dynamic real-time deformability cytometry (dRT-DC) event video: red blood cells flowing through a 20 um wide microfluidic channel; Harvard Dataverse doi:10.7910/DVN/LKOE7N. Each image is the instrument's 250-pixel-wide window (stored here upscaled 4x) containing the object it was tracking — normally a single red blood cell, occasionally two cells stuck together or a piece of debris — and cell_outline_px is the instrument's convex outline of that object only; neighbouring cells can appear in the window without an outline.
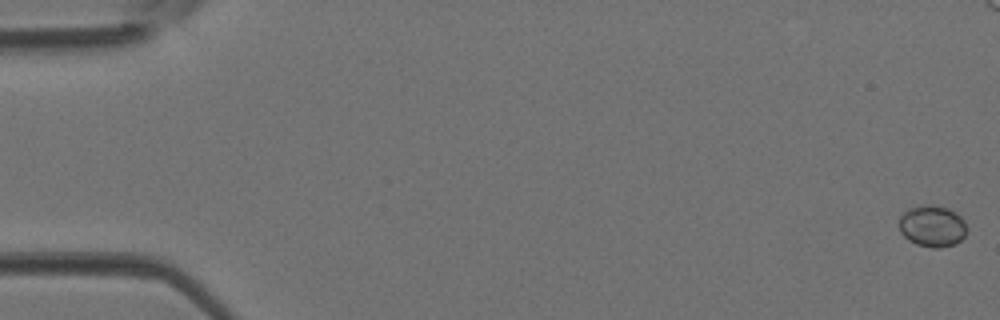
{"species": "Egyptian fruit bat (a non-hibernating species)", "species_latin": "Rousettus aegyptiacus", "temperature_condition": "room temperature", "stored_images_in_passage": 40, "camera_frame_rate_fps": 3000, "um_per_image_px": 0.085, "animal": {"sex": "female"}, "frame": {"image": 1, "passage_image": 1, "time_ms": 0.0, "image_size_px": [1000, 320], "cell_outline_px": [[968, 232], [956, 244], [940, 248], [932, 248], [916, 244], [908, 240], [900, 232], [900, 216], [908, 208], [920, 204], [932, 204], [948, 208], [956, 212], [964, 220], [968, 228]], "centroid_in_image_um": [79.26, 19.21], "position_along_channel_um": 5.7, "area_um2": 16.76}}
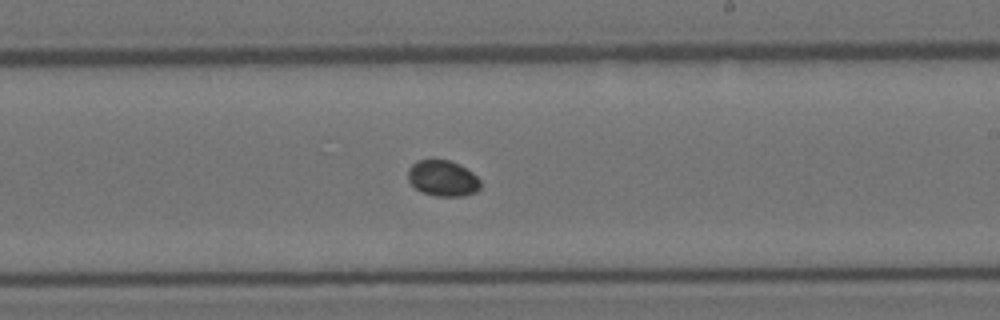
{"frame": {"image": 2, "passage_image": 27, "time_ms": 8.667, "image_size_px": [1000, 320], "cell_outline_px": [[480, 188], [476, 192], [464, 196], [436, 196], [424, 192], [416, 188], [408, 180], [408, 168], [416, 160], [452, 160], [460, 164], [472, 172], [480, 180]], "centroid_in_image_um": [37.65, 15.14], "position_along_channel_um": 251.4, "area_um2": 15.2}}
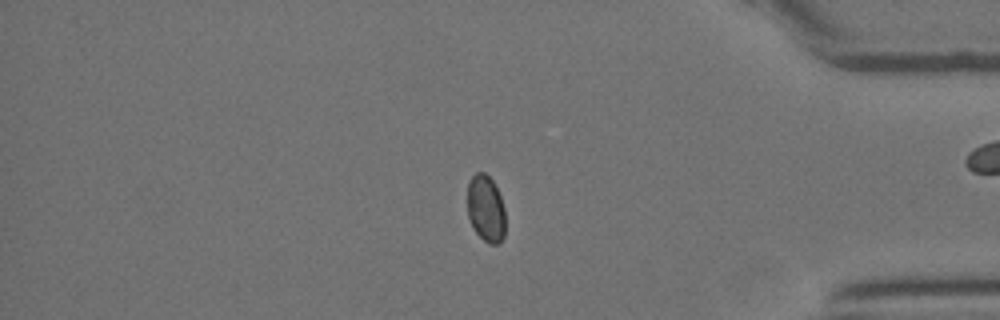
{"frame": {"image": 3, "passage_image": 38, "time_ms": 12.333, "image_size_px": [1000, 320], "cell_outline_px": [[504, 236], [500, 244], [488, 244], [472, 228], [468, 216], [468, 180], [476, 172], [484, 172], [492, 180], [500, 196], [504, 208]], "centroid_in_image_um": [41.28, 17.74], "position_along_channel_um": 393.9, "area_um2": 14.8}}